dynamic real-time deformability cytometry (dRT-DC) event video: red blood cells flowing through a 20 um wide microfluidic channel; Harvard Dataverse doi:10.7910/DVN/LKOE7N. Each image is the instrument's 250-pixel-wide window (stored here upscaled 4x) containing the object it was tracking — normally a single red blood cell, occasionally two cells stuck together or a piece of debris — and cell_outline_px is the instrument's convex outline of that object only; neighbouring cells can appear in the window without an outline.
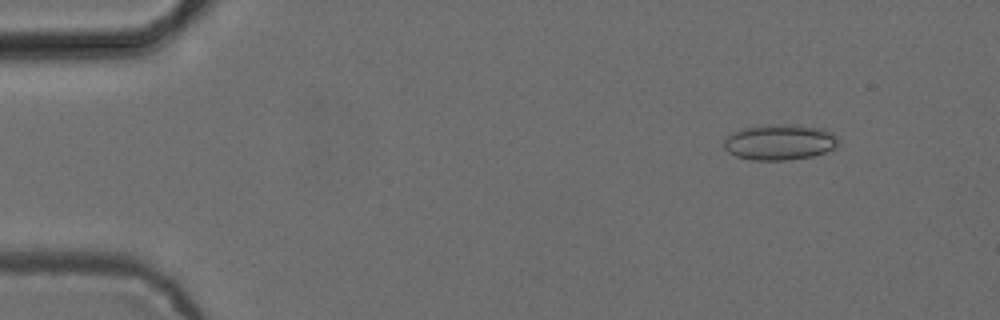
{"species": "common noctule bat (a hibernating species)", "species_latin": "Nyctalus noctula", "temperature_condition": "cold", "stored_images_in_passage": 47, "camera_frame_rate_fps": 3000, "um_per_image_px": 0.085, "animal": {"sex": "female", "body_mass_g": 24.6, "forearm_length_mm": 56.2}, "frame": {"image": 1, "passage_image": 1, "time_ms": 0.0, "image_size_px": [1000, 320], "cell_outline_px": [[840, 140], [836, 148], [812, 156], [788, 160], [752, 160], [736, 156], [728, 152], [720, 144], [732, 132], [744, 128], [776, 124], [796, 124], [820, 128], [832, 132]], "centroid_in_image_um": [66.27, 12.08], "position_along_channel_um": 18.7, "area_um2": 23.99}}
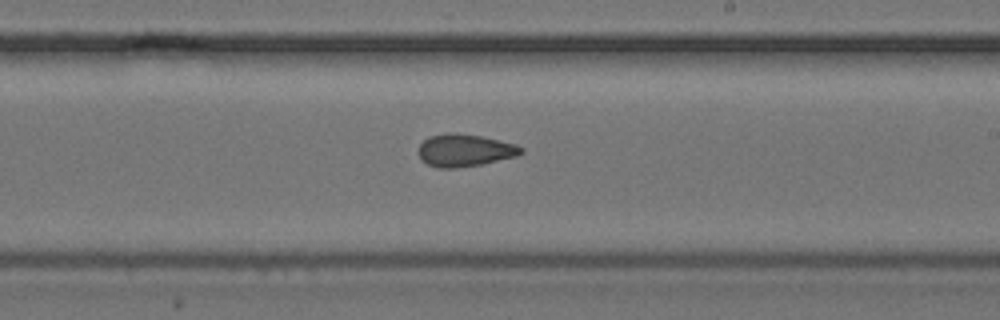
{"frame": {"image": 2, "passage_image": 26, "time_ms": 8.333, "image_size_px": [1000, 320], "cell_outline_px": [[524, 152], [516, 156], [480, 164], [456, 168], [436, 168], [420, 160], [416, 152], [420, 144], [428, 136], [448, 132], [480, 136], [516, 144], [524, 148]], "centroid_in_image_um": [39.44, 12.78], "position_along_channel_um": 249.6, "area_um2": 19.48}}
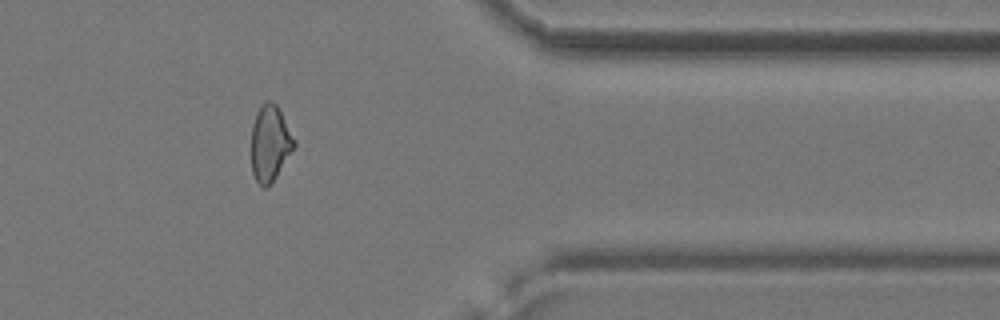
{"frame": {"image": 3, "passage_image": 38, "time_ms": 12.333, "image_size_px": [1000, 320], "cell_outline_px": [[296, 144], [276, 176], [268, 188], [260, 188], [252, 172], [252, 124], [256, 112], [264, 100], [272, 100], [276, 104], [296, 140]], "centroid_in_image_um": [22.94, 12.17], "position_along_channel_um": 388.5, "area_um2": 19.02}, "authors_computed_cell_mechanics": {"area_um2": 19.4786, "velocity_mm_per_s": 3.9266, "shape_relaxation_time_tau1_ms": null, "shape_relaxation_time_tau2_ms": 2.7622, "deformation_change_tau1": null, "deformation_change_tau2": 0.0891}}